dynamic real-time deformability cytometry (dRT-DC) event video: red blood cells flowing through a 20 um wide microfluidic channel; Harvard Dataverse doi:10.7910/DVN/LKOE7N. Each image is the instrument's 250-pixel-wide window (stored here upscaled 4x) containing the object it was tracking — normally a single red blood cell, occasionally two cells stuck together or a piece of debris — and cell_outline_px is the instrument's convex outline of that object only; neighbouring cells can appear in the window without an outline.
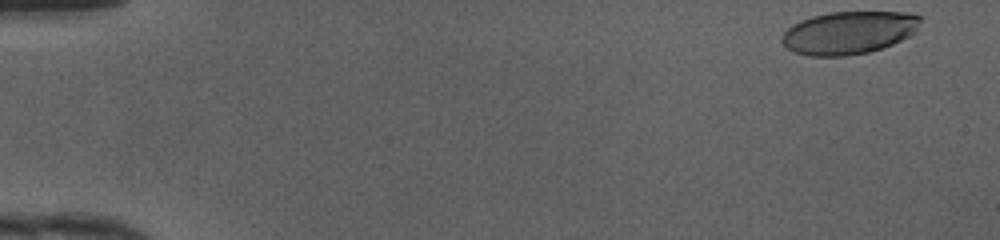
{"species": "human", "species_latin": "Homo sapiens", "temperature_condition": "cold", "stored_images_in_passage": 42, "camera_frame_rate_fps": 3000, "um_per_image_px": 0.085, "donor": {"sex": "female"}, "frame": {"image": 1, "passage_image": 1, "time_ms": 0.0, "image_size_px": [1000, 240], "cell_outline_px": [[920, 20], [916, 32], [892, 44], [868, 52], [844, 56], [812, 56], [796, 52], [788, 48], [780, 40], [784, 32], [792, 24], [800, 20], [812, 16], [832, 12], [904, 12], [920, 16]], "centroid_in_image_um": [72.13, 2.77], "position_along_channel_um": 12.9, "area_um2": 34.28}}
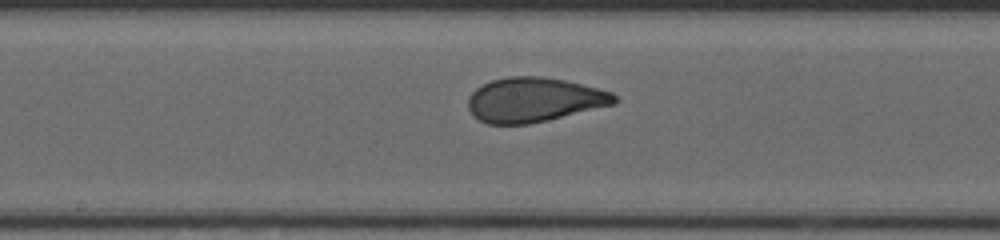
{"frame": {"image": 2, "passage_image": 25, "time_ms": 8.0, "image_size_px": [1000, 240], "cell_outline_px": [[616, 104], [548, 120], [528, 124], [488, 124], [480, 120], [468, 108], [468, 96], [476, 88], [492, 80], [508, 76], [540, 76], [564, 80], [612, 92], [616, 96]], "centroid_in_image_um": [45.39, 8.48], "position_along_channel_um": 202.8, "area_um2": 37.74}}
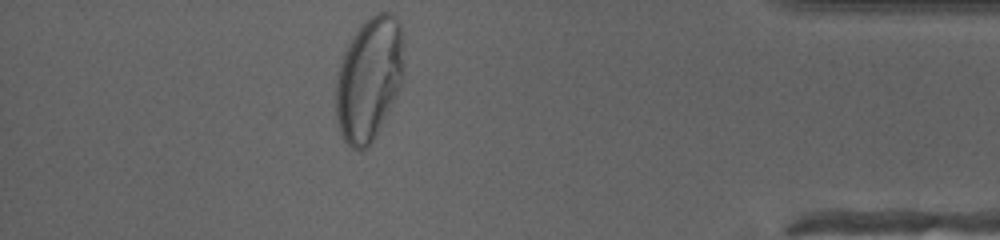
{"frame": {"image": 3, "passage_image": 42, "time_ms": 13.667, "image_size_px": [1000, 240], "cell_outline_px": [[404, 80], [392, 104], [368, 148], [352, 148], [344, 140], [340, 132], [336, 120], [336, 76], [344, 52], [352, 36], [360, 24], [364, 20], [376, 12], [388, 12], [396, 16], [404, 32]], "centroid_in_image_um": [31.4, 6.64], "position_along_channel_um": 403.8, "area_um2": 49.59}, "authors_computed_cell_mechanics": {"area_um2": 37.859, "velocity_mm_per_s": 4.2018, "shape_relaxation_time_tau1_ms": 4.4854, "shape_relaxation_time_tau2_ms": null, "deformation_change_tau1": 0.2064, "deformation_change_tau2": null}}